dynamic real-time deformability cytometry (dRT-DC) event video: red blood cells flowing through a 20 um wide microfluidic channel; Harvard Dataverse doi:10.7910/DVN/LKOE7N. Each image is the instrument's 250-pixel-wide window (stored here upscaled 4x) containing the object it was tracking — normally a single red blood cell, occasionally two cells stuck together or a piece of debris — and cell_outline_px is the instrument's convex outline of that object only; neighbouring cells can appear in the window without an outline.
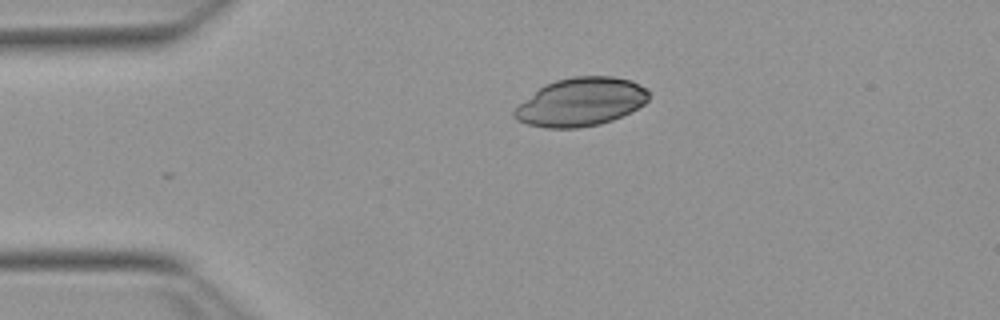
{"species": "Egyptian fruit bat (a non-hibernating species)", "species_latin": "Rousettus aegyptiacus", "temperature_condition": "warm", "stored_images_in_passage": 33, "camera_frame_rate_fps": 3000, "um_per_image_px": 0.085, "animal": {"sex": "female"}, "frame": {"image": 1, "passage_image": 1, "time_ms": 0.0, "image_size_px": [1000, 320], "cell_outline_px": [[648, 100], [644, 104], [612, 120], [600, 124], [576, 128], [544, 128], [528, 124], [516, 120], [512, 116], [512, 112], [520, 104], [544, 84], [556, 80], [572, 76], [612, 76], [632, 80], [648, 88]], "centroid_in_image_um": [49.37, 8.66], "position_along_channel_um": 35.6, "area_um2": 37.8}}